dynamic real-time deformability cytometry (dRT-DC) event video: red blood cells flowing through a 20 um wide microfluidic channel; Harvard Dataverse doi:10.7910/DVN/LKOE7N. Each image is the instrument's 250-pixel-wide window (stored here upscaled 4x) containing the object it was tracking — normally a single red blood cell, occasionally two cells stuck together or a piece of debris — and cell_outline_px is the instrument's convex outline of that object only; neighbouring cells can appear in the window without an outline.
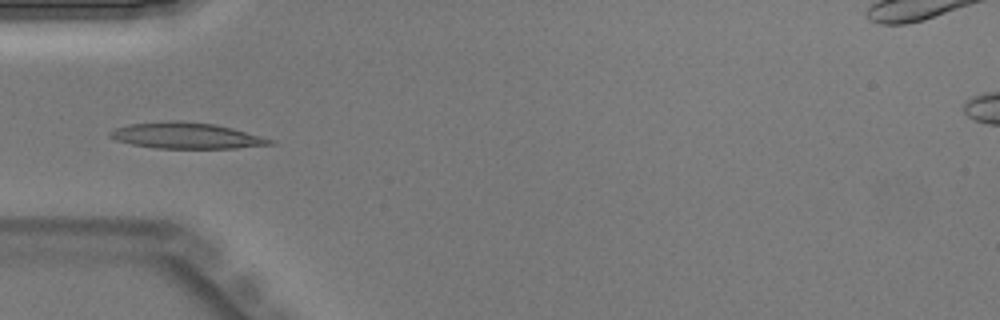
{"species": "Egyptian fruit bat (a non-hibernating species)", "species_latin": "Rousettus aegyptiacus", "temperature_condition": "warm", "stored_images_in_passage": 28, "camera_frame_rate_fps": 3000, "um_per_image_px": 0.085, "animal": {"sex": "male"}, "frame": {"image": 1, "passage_image": 13, "time_ms": 4.0, "image_size_px": [1000, 320], "cell_outline_px": [[276, 144], [236, 148], [156, 148], [132, 144], [116, 140], [108, 136], [108, 132], [116, 128], [128, 124], [172, 120], [180, 120], [216, 124], [232, 128], [276, 140]], "centroid_in_image_um": [15.86, 11.52], "position_along_channel_um": 69.1, "area_um2": 24.39}}